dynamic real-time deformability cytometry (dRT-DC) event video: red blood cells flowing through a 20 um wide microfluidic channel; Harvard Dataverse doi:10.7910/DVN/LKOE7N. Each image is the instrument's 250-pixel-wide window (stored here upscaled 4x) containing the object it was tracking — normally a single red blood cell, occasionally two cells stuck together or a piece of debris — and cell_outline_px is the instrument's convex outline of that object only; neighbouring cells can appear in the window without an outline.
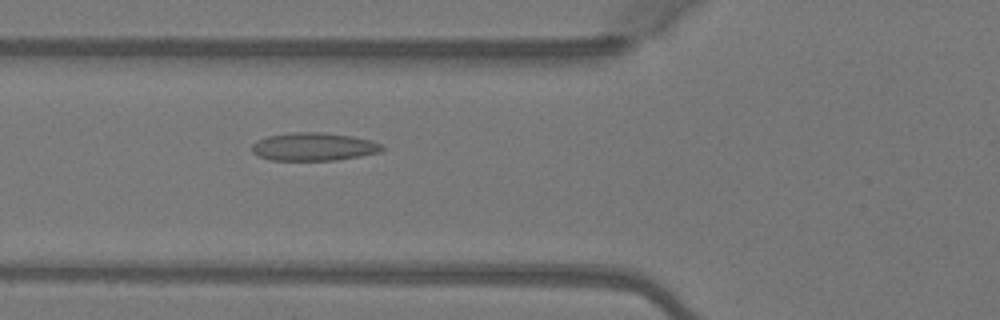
{"species": "Egyptian fruit bat (a non-hibernating species)", "species_latin": "Rousettus aegyptiacus", "temperature_condition": "warm", "stored_images_in_passage": 5, "camera_frame_rate_fps": 3000, "um_per_image_px": 0.085, "animal": {"sex": "female"}, "frame": {"image": 1, "passage_image": 5, "time_ms": 1.333, "image_size_px": [1000, 320], "cell_outline_px": [[384, 148], [380, 152], [360, 156], [336, 160], [268, 160], [252, 152], [252, 144], [256, 140], [268, 136], [292, 132], [320, 132], [352, 136], [368, 140], [380, 144]], "centroid_in_image_um": [26.62, 12.47], "position_along_channel_um": 99.2, "area_um2": 21.15}}